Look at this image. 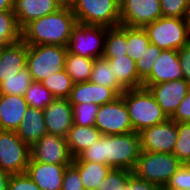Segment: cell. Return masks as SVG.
<instances>
[{
	"label": "cell",
	"instance_id": "24",
	"mask_svg": "<svg viewBox=\"0 0 190 190\" xmlns=\"http://www.w3.org/2000/svg\"><path fill=\"white\" fill-rule=\"evenodd\" d=\"M109 61L111 71L115 73L117 82L125 89L142 87V80L138 77L135 61L128 55L106 59Z\"/></svg>",
	"mask_w": 190,
	"mask_h": 190
},
{
	"label": "cell",
	"instance_id": "35",
	"mask_svg": "<svg viewBox=\"0 0 190 190\" xmlns=\"http://www.w3.org/2000/svg\"><path fill=\"white\" fill-rule=\"evenodd\" d=\"M73 106V124L94 126L99 105L93 103L71 104Z\"/></svg>",
	"mask_w": 190,
	"mask_h": 190
},
{
	"label": "cell",
	"instance_id": "41",
	"mask_svg": "<svg viewBox=\"0 0 190 190\" xmlns=\"http://www.w3.org/2000/svg\"><path fill=\"white\" fill-rule=\"evenodd\" d=\"M7 190H41L27 173L12 174Z\"/></svg>",
	"mask_w": 190,
	"mask_h": 190
},
{
	"label": "cell",
	"instance_id": "8",
	"mask_svg": "<svg viewBox=\"0 0 190 190\" xmlns=\"http://www.w3.org/2000/svg\"><path fill=\"white\" fill-rule=\"evenodd\" d=\"M106 33L105 26L77 23L71 31L68 52L91 59L102 58Z\"/></svg>",
	"mask_w": 190,
	"mask_h": 190
},
{
	"label": "cell",
	"instance_id": "37",
	"mask_svg": "<svg viewBox=\"0 0 190 190\" xmlns=\"http://www.w3.org/2000/svg\"><path fill=\"white\" fill-rule=\"evenodd\" d=\"M162 49L150 43L144 54L135 62L138 77L143 81L152 71L153 64L159 57Z\"/></svg>",
	"mask_w": 190,
	"mask_h": 190
},
{
	"label": "cell",
	"instance_id": "31",
	"mask_svg": "<svg viewBox=\"0 0 190 190\" xmlns=\"http://www.w3.org/2000/svg\"><path fill=\"white\" fill-rule=\"evenodd\" d=\"M144 28L127 27V55L137 62L150 44Z\"/></svg>",
	"mask_w": 190,
	"mask_h": 190
},
{
	"label": "cell",
	"instance_id": "4",
	"mask_svg": "<svg viewBox=\"0 0 190 190\" xmlns=\"http://www.w3.org/2000/svg\"><path fill=\"white\" fill-rule=\"evenodd\" d=\"M144 30L150 42L162 50H179L190 42V18L161 17Z\"/></svg>",
	"mask_w": 190,
	"mask_h": 190
},
{
	"label": "cell",
	"instance_id": "48",
	"mask_svg": "<svg viewBox=\"0 0 190 190\" xmlns=\"http://www.w3.org/2000/svg\"><path fill=\"white\" fill-rule=\"evenodd\" d=\"M65 3H69L71 0H63Z\"/></svg>",
	"mask_w": 190,
	"mask_h": 190
},
{
	"label": "cell",
	"instance_id": "47",
	"mask_svg": "<svg viewBox=\"0 0 190 190\" xmlns=\"http://www.w3.org/2000/svg\"><path fill=\"white\" fill-rule=\"evenodd\" d=\"M160 190H178V189L169 187L167 185H162V186H160Z\"/></svg>",
	"mask_w": 190,
	"mask_h": 190
},
{
	"label": "cell",
	"instance_id": "3",
	"mask_svg": "<svg viewBox=\"0 0 190 190\" xmlns=\"http://www.w3.org/2000/svg\"><path fill=\"white\" fill-rule=\"evenodd\" d=\"M120 96L125 101L133 131L136 133L169 119L147 88L127 89Z\"/></svg>",
	"mask_w": 190,
	"mask_h": 190
},
{
	"label": "cell",
	"instance_id": "23",
	"mask_svg": "<svg viewBox=\"0 0 190 190\" xmlns=\"http://www.w3.org/2000/svg\"><path fill=\"white\" fill-rule=\"evenodd\" d=\"M102 137L96 126H78L73 124L68 130L66 142L73 158Z\"/></svg>",
	"mask_w": 190,
	"mask_h": 190
},
{
	"label": "cell",
	"instance_id": "27",
	"mask_svg": "<svg viewBox=\"0 0 190 190\" xmlns=\"http://www.w3.org/2000/svg\"><path fill=\"white\" fill-rule=\"evenodd\" d=\"M93 65L94 59L67 52L65 71L74 83L89 81Z\"/></svg>",
	"mask_w": 190,
	"mask_h": 190
},
{
	"label": "cell",
	"instance_id": "18",
	"mask_svg": "<svg viewBox=\"0 0 190 190\" xmlns=\"http://www.w3.org/2000/svg\"><path fill=\"white\" fill-rule=\"evenodd\" d=\"M67 166L46 164L30 159L26 173L41 190H61L63 175Z\"/></svg>",
	"mask_w": 190,
	"mask_h": 190
},
{
	"label": "cell",
	"instance_id": "28",
	"mask_svg": "<svg viewBox=\"0 0 190 190\" xmlns=\"http://www.w3.org/2000/svg\"><path fill=\"white\" fill-rule=\"evenodd\" d=\"M89 81L112 88L119 96L125 91V89L117 82L115 73L111 71L109 61L103 57L94 59V65Z\"/></svg>",
	"mask_w": 190,
	"mask_h": 190
},
{
	"label": "cell",
	"instance_id": "11",
	"mask_svg": "<svg viewBox=\"0 0 190 190\" xmlns=\"http://www.w3.org/2000/svg\"><path fill=\"white\" fill-rule=\"evenodd\" d=\"M120 24L144 28L162 17L160 0H119Z\"/></svg>",
	"mask_w": 190,
	"mask_h": 190
},
{
	"label": "cell",
	"instance_id": "26",
	"mask_svg": "<svg viewBox=\"0 0 190 190\" xmlns=\"http://www.w3.org/2000/svg\"><path fill=\"white\" fill-rule=\"evenodd\" d=\"M127 26L119 25L107 28L104 44V59H116L127 55Z\"/></svg>",
	"mask_w": 190,
	"mask_h": 190
},
{
	"label": "cell",
	"instance_id": "17",
	"mask_svg": "<svg viewBox=\"0 0 190 190\" xmlns=\"http://www.w3.org/2000/svg\"><path fill=\"white\" fill-rule=\"evenodd\" d=\"M63 0H14L13 13L22 30L28 23L59 10Z\"/></svg>",
	"mask_w": 190,
	"mask_h": 190
},
{
	"label": "cell",
	"instance_id": "25",
	"mask_svg": "<svg viewBox=\"0 0 190 190\" xmlns=\"http://www.w3.org/2000/svg\"><path fill=\"white\" fill-rule=\"evenodd\" d=\"M72 164L79 170L85 190H96L112 169L108 165L97 162L73 161Z\"/></svg>",
	"mask_w": 190,
	"mask_h": 190
},
{
	"label": "cell",
	"instance_id": "46",
	"mask_svg": "<svg viewBox=\"0 0 190 190\" xmlns=\"http://www.w3.org/2000/svg\"><path fill=\"white\" fill-rule=\"evenodd\" d=\"M14 0H0V11L13 10Z\"/></svg>",
	"mask_w": 190,
	"mask_h": 190
},
{
	"label": "cell",
	"instance_id": "45",
	"mask_svg": "<svg viewBox=\"0 0 190 190\" xmlns=\"http://www.w3.org/2000/svg\"><path fill=\"white\" fill-rule=\"evenodd\" d=\"M11 177V174L2 171L0 169V190H7L8 189V182Z\"/></svg>",
	"mask_w": 190,
	"mask_h": 190
},
{
	"label": "cell",
	"instance_id": "6",
	"mask_svg": "<svg viewBox=\"0 0 190 190\" xmlns=\"http://www.w3.org/2000/svg\"><path fill=\"white\" fill-rule=\"evenodd\" d=\"M77 23L116 27L120 25L119 0H71Z\"/></svg>",
	"mask_w": 190,
	"mask_h": 190
},
{
	"label": "cell",
	"instance_id": "20",
	"mask_svg": "<svg viewBox=\"0 0 190 190\" xmlns=\"http://www.w3.org/2000/svg\"><path fill=\"white\" fill-rule=\"evenodd\" d=\"M27 54L28 45L22 39L9 46H0V82L26 67Z\"/></svg>",
	"mask_w": 190,
	"mask_h": 190
},
{
	"label": "cell",
	"instance_id": "16",
	"mask_svg": "<svg viewBox=\"0 0 190 190\" xmlns=\"http://www.w3.org/2000/svg\"><path fill=\"white\" fill-rule=\"evenodd\" d=\"M183 78L177 50L164 49L154 62L151 73L142 81V85H155Z\"/></svg>",
	"mask_w": 190,
	"mask_h": 190
},
{
	"label": "cell",
	"instance_id": "43",
	"mask_svg": "<svg viewBox=\"0 0 190 190\" xmlns=\"http://www.w3.org/2000/svg\"><path fill=\"white\" fill-rule=\"evenodd\" d=\"M177 52L184 79L190 83V42Z\"/></svg>",
	"mask_w": 190,
	"mask_h": 190
},
{
	"label": "cell",
	"instance_id": "12",
	"mask_svg": "<svg viewBox=\"0 0 190 190\" xmlns=\"http://www.w3.org/2000/svg\"><path fill=\"white\" fill-rule=\"evenodd\" d=\"M139 136L141 151L173 154L178 139V123L168 119L164 123L143 129Z\"/></svg>",
	"mask_w": 190,
	"mask_h": 190
},
{
	"label": "cell",
	"instance_id": "7",
	"mask_svg": "<svg viewBox=\"0 0 190 190\" xmlns=\"http://www.w3.org/2000/svg\"><path fill=\"white\" fill-rule=\"evenodd\" d=\"M67 52V47L60 45L28 46L26 67L32 80L41 82L50 75L64 70Z\"/></svg>",
	"mask_w": 190,
	"mask_h": 190
},
{
	"label": "cell",
	"instance_id": "9",
	"mask_svg": "<svg viewBox=\"0 0 190 190\" xmlns=\"http://www.w3.org/2000/svg\"><path fill=\"white\" fill-rule=\"evenodd\" d=\"M30 147L16 131L0 130V169L9 174L26 173Z\"/></svg>",
	"mask_w": 190,
	"mask_h": 190
},
{
	"label": "cell",
	"instance_id": "10",
	"mask_svg": "<svg viewBox=\"0 0 190 190\" xmlns=\"http://www.w3.org/2000/svg\"><path fill=\"white\" fill-rule=\"evenodd\" d=\"M102 135H120L133 132L128 108L119 96L113 102L100 105L95 125Z\"/></svg>",
	"mask_w": 190,
	"mask_h": 190
},
{
	"label": "cell",
	"instance_id": "14",
	"mask_svg": "<svg viewBox=\"0 0 190 190\" xmlns=\"http://www.w3.org/2000/svg\"><path fill=\"white\" fill-rule=\"evenodd\" d=\"M142 87L149 89L163 112L170 119L188 94L190 83L183 78L155 85H142Z\"/></svg>",
	"mask_w": 190,
	"mask_h": 190
},
{
	"label": "cell",
	"instance_id": "22",
	"mask_svg": "<svg viewBox=\"0 0 190 190\" xmlns=\"http://www.w3.org/2000/svg\"><path fill=\"white\" fill-rule=\"evenodd\" d=\"M16 133L29 147L39 141L47 133L43 110L28 107Z\"/></svg>",
	"mask_w": 190,
	"mask_h": 190
},
{
	"label": "cell",
	"instance_id": "29",
	"mask_svg": "<svg viewBox=\"0 0 190 190\" xmlns=\"http://www.w3.org/2000/svg\"><path fill=\"white\" fill-rule=\"evenodd\" d=\"M20 40L21 29L13 10L0 11V46H9Z\"/></svg>",
	"mask_w": 190,
	"mask_h": 190
},
{
	"label": "cell",
	"instance_id": "5",
	"mask_svg": "<svg viewBox=\"0 0 190 190\" xmlns=\"http://www.w3.org/2000/svg\"><path fill=\"white\" fill-rule=\"evenodd\" d=\"M183 163L172 153L140 151L132 174L158 186L166 185Z\"/></svg>",
	"mask_w": 190,
	"mask_h": 190
},
{
	"label": "cell",
	"instance_id": "33",
	"mask_svg": "<svg viewBox=\"0 0 190 190\" xmlns=\"http://www.w3.org/2000/svg\"><path fill=\"white\" fill-rule=\"evenodd\" d=\"M24 98L29 107L41 110L45 109L55 99L53 94L41 82L34 81L27 88Z\"/></svg>",
	"mask_w": 190,
	"mask_h": 190
},
{
	"label": "cell",
	"instance_id": "21",
	"mask_svg": "<svg viewBox=\"0 0 190 190\" xmlns=\"http://www.w3.org/2000/svg\"><path fill=\"white\" fill-rule=\"evenodd\" d=\"M28 107L24 96L0 94V130L16 131Z\"/></svg>",
	"mask_w": 190,
	"mask_h": 190
},
{
	"label": "cell",
	"instance_id": "36",
	"mask_svg": "<svg viewBox=\"0 0 190 190\" xmlns=\"http://www.w3.org/2000/svg\"><path fill=\"white\" fill-rule=\"evenodd\" d=\"M131 175V170L112 168L96 190H123Z\"/></svg>",
	"mask_w": 190,
	"mask_h": 190
},
{
	"label": "cell",
	"instance_id": "2",
	"mask_svg": "<svg viewBox=\"0 0 190 190\" xmlns=\"http://www.w3.org/2000/svg\"><path fill=\"white\" fill-rule=\"evenodd\" d=\"M76 24L70 5L65 3L59 10L28 23L21 30V39L28 46L49 44L67 47Z\"/></svg>",
	"mask_w": 190,
	"mask_h": 190
},
{
	"label": "cell",
	"instance_id": "30",
	"mask_svg": "<svg viewBox=\"0 0 190 190\" xmlns=\"http://www.w3.org/2000/svg\"><path fill=\"white\" fill-rule=\"evenodd\" d=\"M41 83L53 94L55 98L68 99L73 88L72 78L64 70L54 73L43 79Z\"/></svg>",
	"mask_w": 190,
	"mask_h": 190
},
{
	"label": "cell",
	"instance_id": "39",
	"mask_svg": "<svg viewBox=\"0 0 190 190\" xmlns=\"http://www.w3.org/2000/svg\"><path fill=\"white\" fill-rule=\"evenodd\" d=\"M166 185L178 190H190V164H182Z\"/></svg>",
	"mask_w": 190,
	"mask_h": 190
},
{
	"label": "cell",
	"instance_id": "13",
	"mask_svg": "<svg viewBox=\"0 0 190 190\" xmlns=\"http://www.w3.org/2000/svg\"><path fill=\"white\" fill-rule=\"evenodd\" d=\"M30 159L37 162L56 165H70L73 157L66 138L46 133L30 147Z\"/></svg>",
	"mask_w": 190,
	"mask_h": 190
},
{
	"label": "cell",
	"instance_id": "44",
	"mask_svg": "<svg viewBox=\"0 0 190 190\" xmlns=\"http://www.w3.org/2000/svg\"><path fill=\"white\" fill-rule=\"evenodd\" d=\"M125 190H160V186L141 180L132 174L128 179Z\"/></svg>",
	"mask_w": 190,
	"mask_h": 190
},
{
	"label": "cell",
	"instance_id": "38",
	"mask_svg": "<svg viewBox=\"0 0 190 190\" xmlns=\"http://www.w3.org/2000/svg\"><path fill=\"white\" fill-rule=\"evenodd\" d=\"M162 17L190 18V0H160Z\"/></svg>",
	"mask_w": 190,
	"mask_h": 190
},
{
	"label": "cell",
	"instance_id": "1",
	"mask_svg": "<svg viewBox=\"0 0 190 190\" xmlns=\"http://www.w3.org/2000/svg\"><path fill=\"white\" fill-rule=\"evenodd\" d=\"M139 133L102 135L73 161H88L105 164L114 169L133 170L140 153Z\"/></svg>",
	"mask_w": 190,
	"mask_h": 190
},
{
	"label": "cell",
	"instance_id": "32",
	"mask_svg": "<svg viewBox=\"0 0 190 190\" xmlns=\"http://www.w3.org/2000/svg\"><path fill=\"white\" fill-rule=\"evenodd\" d=\"M32 82L31 73L28 68L25 67L15 74V76L5 78L0 82V94L24 96Z\"/></svg>",
	"mask_w": 190,
	"mask_h": 190
},
{
	"label": "cell",
	"instance_id": "19",
	"mask_svg": "<svg viewBox=\"0 0 190 190\" xmlns=\"http://www.w3.org/2000/svg\"><path fill=\"white\" fill-rule=\"evenodd\" d=\"M119 95L112 89L91 81L74 83L68 98L71 104L93 103L103 105L113 102Z\"/></svg>",
	"mask_w": 190,
	"mask_h": 190
},
{
	"label": "cell",
	"instance_id": "34",
	"mask_svg": "<svg viewBox=\"0 0 190 190\" xmlns=\"http://www.w3.org/2000/svg\"><path fill=\"white\" fill-rule=\"evenodd\" d=\"M173 154L183 164H190V122L178 123V139Z\"/></svg>",
	"mask_w": 190,
	"mask_h": 190
},
{
	"label": "cell",
	"instance_id": "42",
	"mask_svg": "<svg viewBox=\"0 0 190 190\" xmlns=\"http://www.w3.org/2000/svg\"><path fill=\"white\" fill-rule=\"evenodd\" d=\"M170 119L177 123L190 122V90Z\"/></svg>",
	"mask_w": 190,
	"mask_h": 190
},
{
	"label": "cell",
	"instance_id": "15",
	"mask_svg": "<svg viewBox=\"0 0 190 190\" xmlns=\"http://www.w3.org/2000/svg\"><path fill=\"white\" fill-rule=\"evenodd\" d=\"M47 133L66 138L73 125V106L66 98H55L43 109Z\"/></svg>",
	"mask_w": 190,
	"mask_h": 190
},
{
	"label": "cell",
	"instance_id": "40",
	"mask_svg": "<svg viewBox=\"0 0 190 190\" xmlns=\"http://www.w3.org/2000/svg\"><path fill=\"white\" fill-rule=\"evenodd\" d=\"M61 190H85L79 170L73 164L66 167Z\"/></svg>",
	"mask_w": 190,
	"mask_h": 190
}]
</instances>
